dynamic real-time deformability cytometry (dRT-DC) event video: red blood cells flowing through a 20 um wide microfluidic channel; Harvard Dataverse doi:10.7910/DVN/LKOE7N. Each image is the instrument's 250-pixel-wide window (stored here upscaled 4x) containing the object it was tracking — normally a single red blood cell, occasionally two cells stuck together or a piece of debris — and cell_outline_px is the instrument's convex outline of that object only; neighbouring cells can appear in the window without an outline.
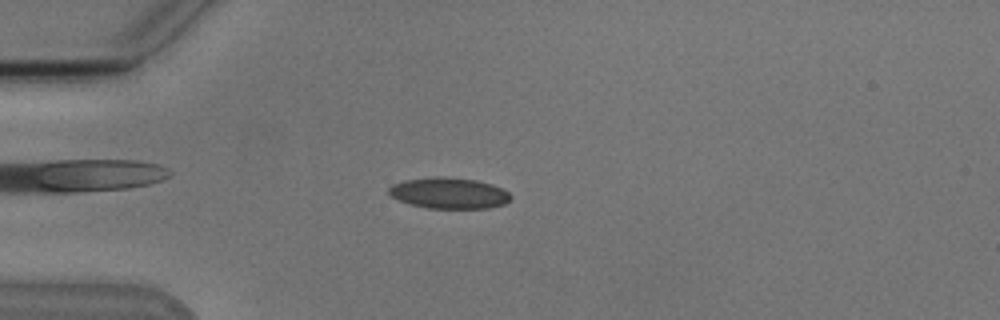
{"species": "Egyptian fruit bat (a non-hibernating species)", "species_latin": "Rousettus aegyptiacus", "temperature_condition": "cold", "stored_images_in_passage": 6, "camera_frame_rate_fps": 3000, "um_per_image_px": 0.085, "animal": {"sex": "male"}, "frame": {"image": 1, "passage_image": 4, "time_ms": 3.333, "image_size_px": [1000, 320], "cell_outline_px": [[512, 196], [504, 204], [488, 208], [428, 208], [408, 204], [392, 196], [388, 192], [388, 188], [392, 184], [404, 180], [436, 176], [444, 176], [476, 180], [492, 184], [504, 188]], "centroid_in_image_um": [38.16, 16.4], "position_along_channel_um": 46.8, "area_um2": 22.14}}
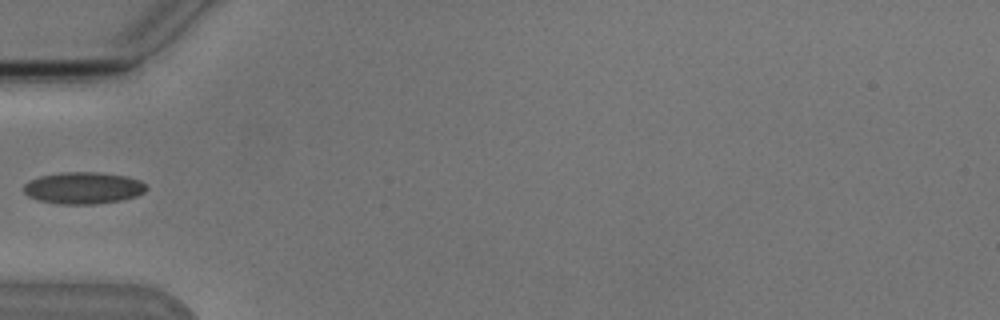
{"frame": {"image": 2, "passage_image": 5, "time_ms": 4.667, "image_size_px": [1000, 320], "cell_outline_px": [[148, 188], [144, 192], [136, 196], [120, 200], [96, 204], [60, 204], [40, 200], [28, 196], [24, 192], [24, 184], [28, 180], [40, 176], [60, 172], [100, 172], [128, 176], [140, 180], [148, 184]], "centroid_in_image_um": [7.11, 15.96], "position_along_channel_um": 77.9, "area_um2": 22.95}}